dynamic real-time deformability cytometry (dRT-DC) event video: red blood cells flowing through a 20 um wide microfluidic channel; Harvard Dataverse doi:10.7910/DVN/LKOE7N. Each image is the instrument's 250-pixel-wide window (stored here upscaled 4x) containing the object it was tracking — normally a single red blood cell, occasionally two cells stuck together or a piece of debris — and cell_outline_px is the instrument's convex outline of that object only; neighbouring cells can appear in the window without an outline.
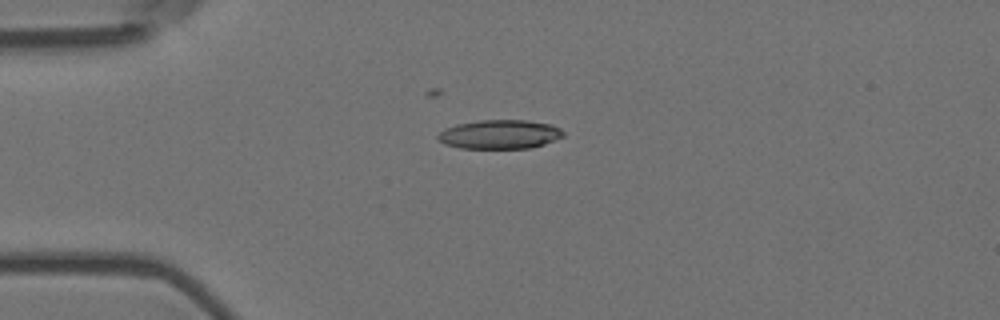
{"species": "Egyptian fruit bat (a non-hibernating species)", "species_latin": "Rousettus aegyptiacus", "temperature_condition": "room temperature", "stored_images_in_passage": 3, "camera_frame_rate_fps": 3000, "um_per_image_px": 0.085, "animal": {"sex": "female"}, "frame": {"image": 1, "passage_image": 2, "time_ms": 0.333, "image_size_px": [1000, 320], "cell_outline_px": [[564, 136], [544, 144], [532, 148], [460, 148], [444, 144], [436, 136], [444, 128], [456, 124], [480, 120], [524, 120], [552, 124], [560, 128], [564, 132]], "centroid_in_image_um": [42.48, 11.41], "position_along_channel_um": 42.5, "area_um2": 21.27}}